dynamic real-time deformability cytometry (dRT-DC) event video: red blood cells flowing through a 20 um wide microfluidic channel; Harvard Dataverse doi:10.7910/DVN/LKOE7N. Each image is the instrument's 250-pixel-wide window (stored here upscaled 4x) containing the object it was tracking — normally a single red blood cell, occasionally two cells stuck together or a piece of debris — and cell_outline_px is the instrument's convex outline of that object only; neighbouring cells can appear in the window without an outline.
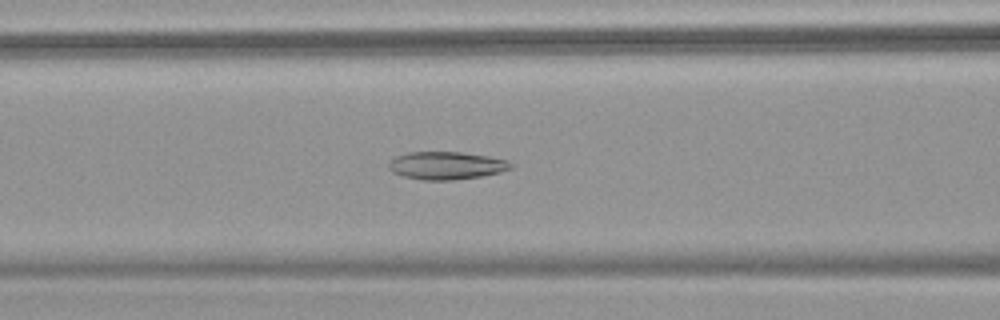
{"species": "common noctule bat (a hibernating species)", "species_latin": "Nyctalus noctula", "temperature_condition": "warm", "stored_images_in_passage": 49, "camera_frame_rate_fps": 3000, "um_per_image_px": 0.085, "animal": {"sex": "female", "body_mass_g": 18.4}, "frame": {"image": 1, "passage_image": 18, "time_ms": 5.667, "image_size_px": [1000, 320], "cell_outline_px": [[512, 168], [500, 172], [480, 176], [452, 180], [424, 180], [404, 176], [392, 172], [388, 168], [388, 164], [396, 156], [408, 152], [460, 152], [488, 156], [508, 160], [512, 164]], "centroid_in_image_um": [37.94, 14.07], "position_along_channel_um": 128.7, "area_um2": 19.65}}
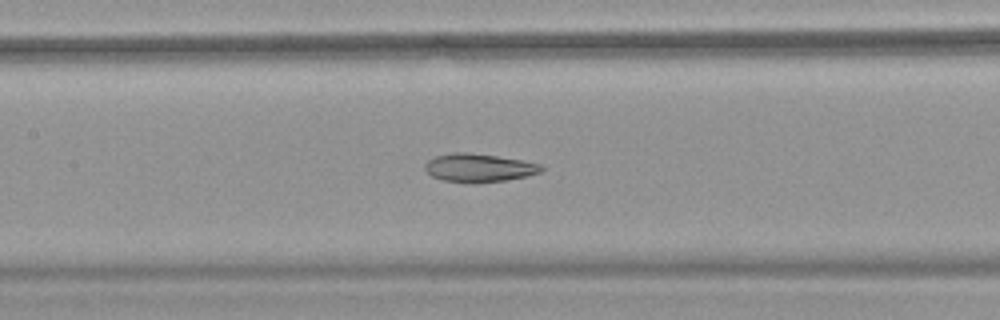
{"frame": {"image": 2, "passage_image": 21, "time_ms": 6.667, "image_size_px": [1000, 320], "cell_outline_px": [[544, 168], [540, 172], [528, 176], [504, 180], [476, 184], [472, 184], [444, 180], [432, 176], [424, 168], [424, 164], [428, 160], [436, 156], [452, 152], [464, 152], [496, 156], [524, 160], [540, 164]], "centroid_in_image_um": [40.7, 14.27], "position_along_channel_um": 166.7, "area_um2": 19.31}}
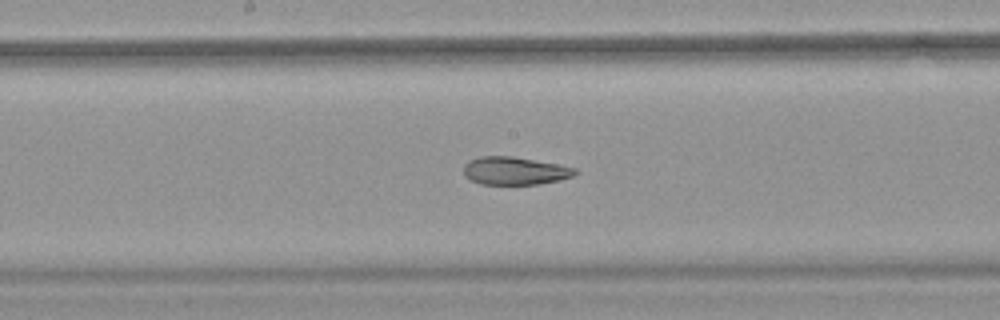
{"frame": {"image": 3, "passage_image": 24, "time_ms": 7.667, "image_size_px": [1000, 320], "cell_outline_px": [[576, 172], [572, 176], [560, 180], [540, 184], [480, 184], [464, 176], [464, 164], [468, 160], [480, 156], [512, 156], [556, 164], [576, 168]], "centroid_in_image_um": [43.71, 14.52], "position_along_channel_um": 204.5, "area_um2": 18.03}, "authors_computed_cell_mechanics": {"area_um2": 22.3686, "velocity_mm_per_s": 3.8005, "shape_relaxation_time_tau1_ms": null, "shape_relaxation_time_tau2_ms": 2.3452, "deformation_change_tau1": null, "deformation_change_tau2": 0.0846}}